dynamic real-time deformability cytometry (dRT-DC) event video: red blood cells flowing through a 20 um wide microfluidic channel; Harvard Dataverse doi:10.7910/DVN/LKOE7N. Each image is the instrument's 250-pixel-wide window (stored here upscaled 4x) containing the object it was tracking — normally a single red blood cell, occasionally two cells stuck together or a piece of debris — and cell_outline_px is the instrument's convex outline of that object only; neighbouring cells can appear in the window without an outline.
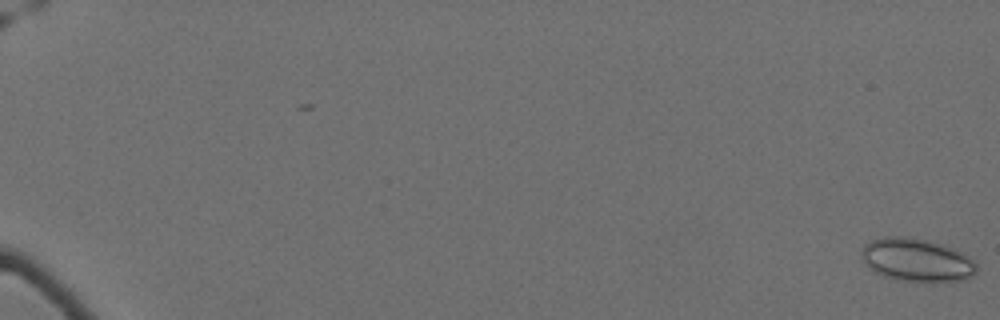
{"species": "Egyptian fruit bat (a non-hibernating species)", "species_latin": "Rousettus aegyptiacus", "temperature_condition": "cold", "stored_images_in_passage": 10, "camera_frame_rate_fps": 3000, "um_per_image_px": 0.085, "animal": {"sex": "female"}, "frame": {"image": 1, "passage_image": 1, "time_ms": 0.0, "image_size_px": [1000, 320], "cell_outline_px": [[976, 272], [972, 276], [964, 280], [932, 284], [896, 280], [884, 276], [868, 268], [864, 264], [860, 252], [860, 248], [864, 244], [872, 240], [892, 236], [900, 236], [924, 240], [940, 244], [952, 248], [976, 260]], "centroid_in_image_um": [77.92, 22.15], "position_along_channel_um": 7.1, "area_um2": 29.48}}